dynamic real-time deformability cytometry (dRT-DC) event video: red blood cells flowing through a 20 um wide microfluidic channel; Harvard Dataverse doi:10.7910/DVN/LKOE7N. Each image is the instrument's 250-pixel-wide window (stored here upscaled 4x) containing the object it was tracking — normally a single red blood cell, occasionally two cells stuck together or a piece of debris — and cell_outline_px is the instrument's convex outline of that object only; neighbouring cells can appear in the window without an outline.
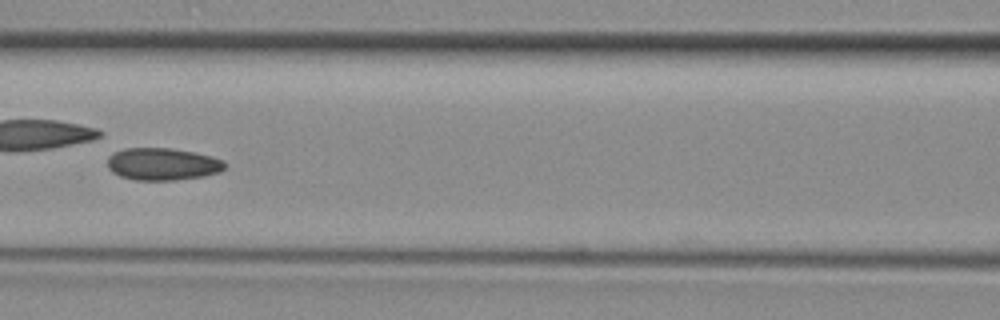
{"species": "common noctule bat (a hibernating species)", "species_latin": "Nyctalus noctula", "temperature_condition": "room temperature", "stored_images_in_passage": 39, "camera_frame_rate_fps": 3000, "um_per_image_px": 0.085, "animal": {"sex": "female", "body_mass_g": 29.2, "forearm_length_mm": 56.3}, "frame": {"image": 1, "passage_image": 15, "time_ms": 4.667, "image_size_px": [1000, 320], "cell_outline_px": [[224, 168], [220, 172], [204, 176], [176, 180], [136, 180], [120, 176], [112, 172], [108, 168], [108, 156], [112, 152], [124, 148], [172, 148], [212, 156], [224, 160]], "centroid_in_image_um": [13.8, 13.94], "position_along_channel_um": 152.8, "area_um2": 22.2}}